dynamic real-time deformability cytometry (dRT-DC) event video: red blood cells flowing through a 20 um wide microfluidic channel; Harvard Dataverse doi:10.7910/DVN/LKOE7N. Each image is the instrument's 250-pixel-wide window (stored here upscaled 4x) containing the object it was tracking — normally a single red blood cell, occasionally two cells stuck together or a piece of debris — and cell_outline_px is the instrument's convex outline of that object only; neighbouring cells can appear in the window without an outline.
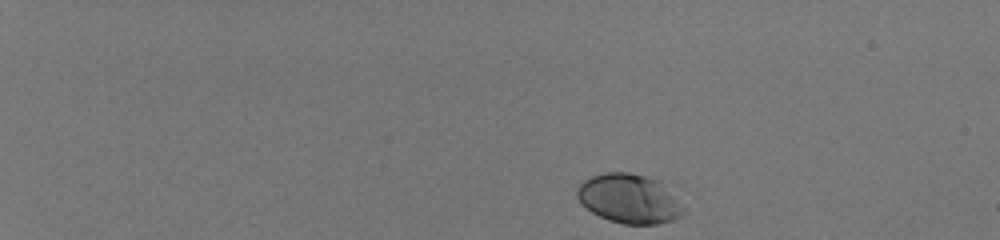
{"species": "human", "species_latin": "Homo sapiens", "temperature_condition": "room temperature", "stored_images_in_passage": 45, "camera_frame_rate_fps": 3000, "um_per_image_px": 0.085, "donor": {"sex": "male"}, "frame": {"image": 1, "passage_image": 1, "time_ms": 0.0, "image_size_px": [1000, 240], "cell_outline_px": [[684, 212], [680, 216], [672, 220], [656, 224], [624, 224], [608, 220], [592, 212], [576, 196], [576, 188], [584, 180], [592, 176], [604, 172], [628, 172], [644, 176], [656, 180]], "centroid_in_image_um": [53.36, 16.89], "position_along_channel_um": 31.6, "area_um2": 29.42}}
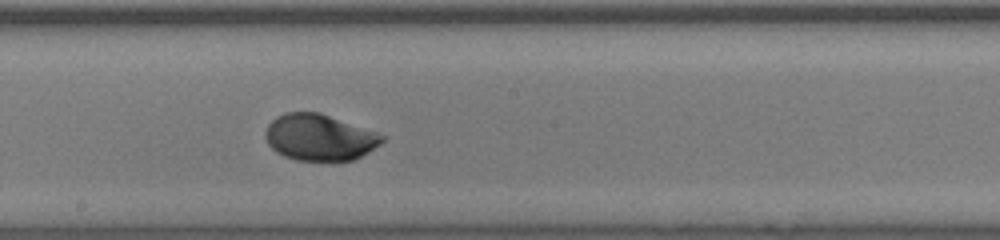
{"frame": {"image": 2, "passage_image": 26, "time_ms": 8.333, "image_size_px": [1000, 240], "cell_outline_px": [[388, 136], [380, 144], [368, 152], [352, 160], [296, 160], [284, 156], [276, 152], [268, 144], [264, 136], [264, 132], [268, 124], [276, 116], [284, 112], [320, 112]], "centroid_in_image_um": [27.14, 11.66], "position_along_channel_um": 221.1, "area_um2": 31.62}}
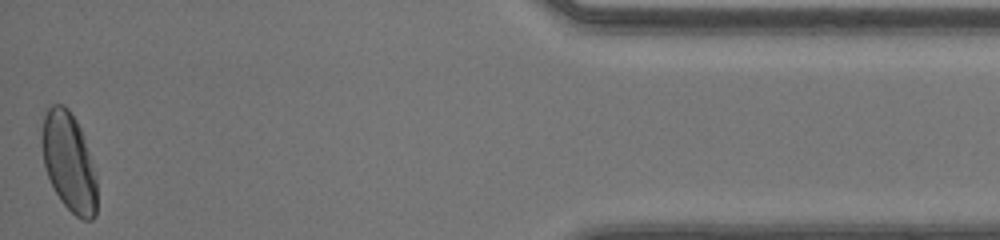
{"frame": {"image": 3, "passage_image": 45, "time_ms": 14.667, "image_size_px": [1000, 240], "cell_outline_px": [[96, 216], [92, 220], [84, 220], [76, 216], [60, 200], [44, 168], [40, 144], [40, 136], [44, 116], [48, 108], [52, 104], [64, 104], [68, 108], [76, 120], [84, 136], [96, 176]], "centroid_in_image_um": [5.83, 13.75], "position_along_channel_um": 429.4, "area_um2": 31.91}, "authors_computed_cell_mechanics": {"area_um2": 30.634, "velocity_mm_per_s": 4.1049, "shape_relaxation_time_tau1_ms": 2.0312, "shape_relaxation_time_tau2_ms": null, "deformation_change_tau1": 0.1365, "deformation_change_tau2": null}}